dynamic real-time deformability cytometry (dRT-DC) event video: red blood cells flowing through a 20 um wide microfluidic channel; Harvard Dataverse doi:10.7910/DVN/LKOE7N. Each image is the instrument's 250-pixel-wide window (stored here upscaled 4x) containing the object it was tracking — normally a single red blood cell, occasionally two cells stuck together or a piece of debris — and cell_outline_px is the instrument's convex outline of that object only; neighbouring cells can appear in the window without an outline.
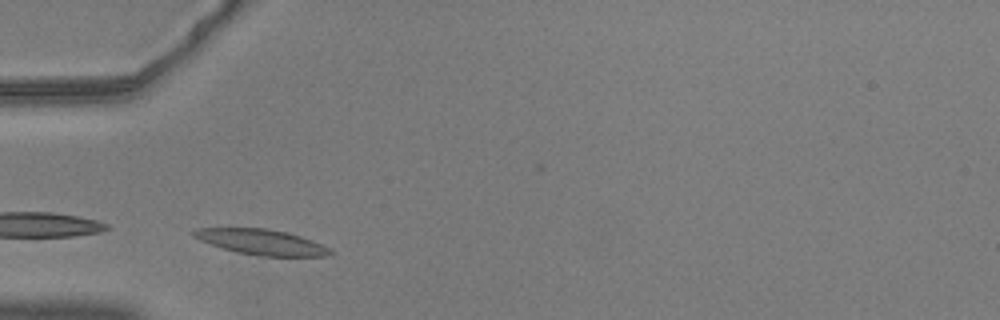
{"species": "common noctule bat (a hibernating species)", "species_latin": "Nyctalus noctula", "temperature_condition": "warm", "stored_images_in_passage": 29, "camera_frame_rate_fps": 3000, "um_per_image_px": 0.085, "animal": {"sex": "male", "body_mass_g": 20.5, "forearm_length_mm": 52.5}, "frame": {"image": 1, "passage_image": 1, "time_ms": 0.0, "image_size_px": [1000, 320], "cell_outline_px": [[332, 252], [324, 256], [256, 256], [236, 252], [200, 240], [192, 236], [192, 232], [200, 228], [268, 228], [288, 232], [312, 240], [328, 248]], "centroid_in_image_um": [22.21, 20.57], "position_along_channel_um": 62.8, "area_um2": 20.0}}
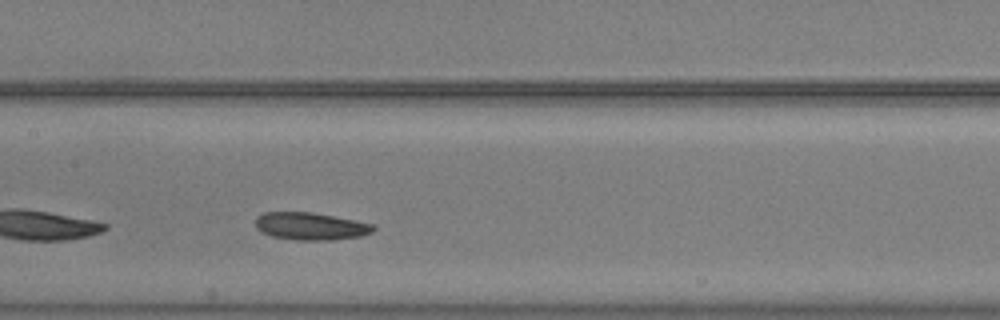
{"frame": {"image": 2, "passage_image": 11, "time_ms": 3.333, "image_size_px": [1000, 320], "cell_outline_px": [[376, 228], [372, 232], [360, 236], [332, 240], [300, 240], [272, 236], [256, 228], [256, 216], [264, 212], [312, 212], [376, 224]], "centroid_in_image_um": [26.43, 19.22], "position_along_channel_um": 181.0, "area_um2": 18.84}}
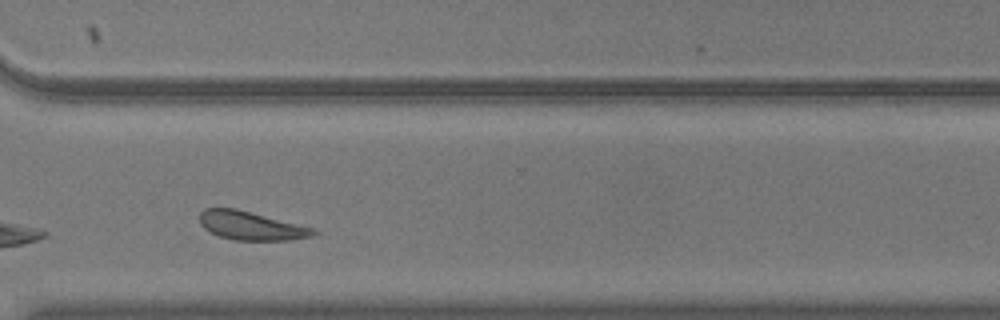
{"frame": {"image": 3, "passage_image": 25, "time_ms": 8.0, "image_size_px": [1000, 320], "cell_outline_px": [[320, 232], [312, 236], [288, 240], [236, 240], [220, 236], [204, 228], [200, 224], [200, 212], [204, 208], [236, 208], [316, 228]], "centroid_in_image_um": [21.38, 19.18], "position_along_channel_um": 349.2, "area_um2": 19.02}, "authors_computed_cell_mechanics": {"area_um2": 19.1318, "velocity_mm_per_s": 3.6134, "shape_relaxation_time_tau1_ms": null, "shape_relaxation_time_tau2_ms": 4.1222, "deformation_change_tau1": null, "deformation_change_tau2": 0.1017}}